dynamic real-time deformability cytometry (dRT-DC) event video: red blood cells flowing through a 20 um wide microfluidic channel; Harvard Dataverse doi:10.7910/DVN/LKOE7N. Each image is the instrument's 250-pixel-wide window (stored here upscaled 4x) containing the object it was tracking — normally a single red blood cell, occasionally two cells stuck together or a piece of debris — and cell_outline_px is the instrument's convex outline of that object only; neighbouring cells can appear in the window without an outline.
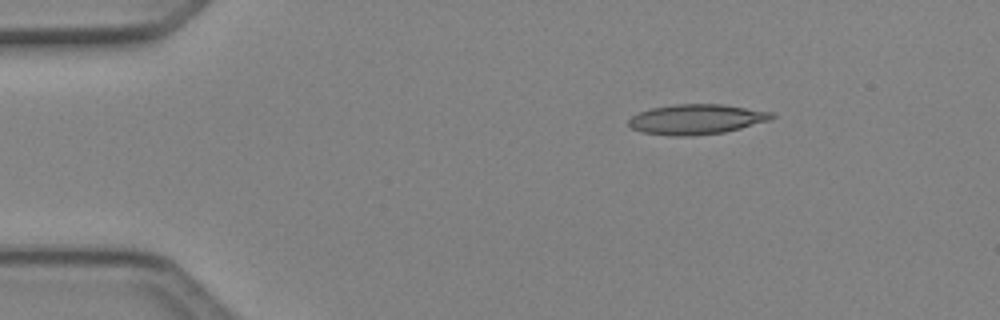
{"species": "Egyptian fruit bat (a non-hibernating species)", "species_latin": "Rousettus aegyptiacus", "temperature_condition": "cold", "stored_images_in_passage": 3, "camera_frame_rate_fps": 3000, "um_per_image_px": 0.085, "animal": {"sex": "female"}, "frame": {"image": 1, "passage_image": 1, "time_ms": 0.0, "image_size_px": [1000, 320], "cell_outline_px": [[776, 116], [772, 120], [724, 132], [692, 136], [668, 136], [640, 132], [632, 128], [628, 124], [628, 120], [632, 116], [640, 112], [652, 108], [676, 104], [724, 104], [772, 112]], "centroid_in_image_um": [59.2, 10.14], "position_along_channel_um": 25.8, "area_um2": 25.2}}
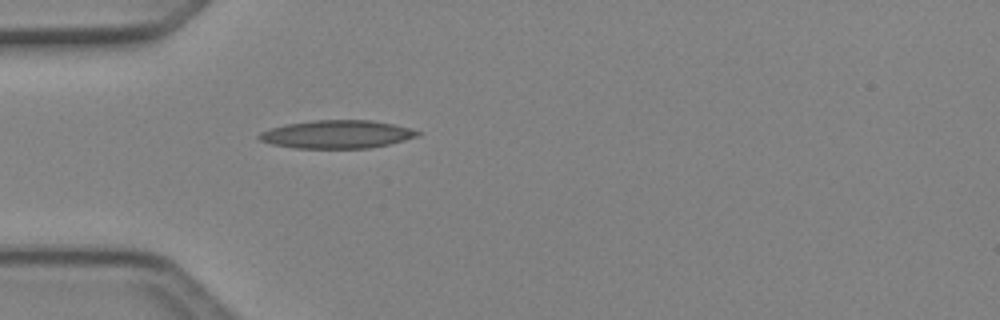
{"frame": {"image": 2, "passage_image": 3, "time_ms": 0.667, "image_size_px": [1000, 320], "cell_outline_px": [[424, 132], [420, 136], [388, 144], [368, 148], [296, 148], [272, 144], [260, 140], [256, 136], [260, 132], [284, 124], [312, 120], [372, 120], [392, 124]], "centroid_in_image_um": [28.64, 11.41], "position_along_channel_um": 56.4, "area_um2": 25.95}}